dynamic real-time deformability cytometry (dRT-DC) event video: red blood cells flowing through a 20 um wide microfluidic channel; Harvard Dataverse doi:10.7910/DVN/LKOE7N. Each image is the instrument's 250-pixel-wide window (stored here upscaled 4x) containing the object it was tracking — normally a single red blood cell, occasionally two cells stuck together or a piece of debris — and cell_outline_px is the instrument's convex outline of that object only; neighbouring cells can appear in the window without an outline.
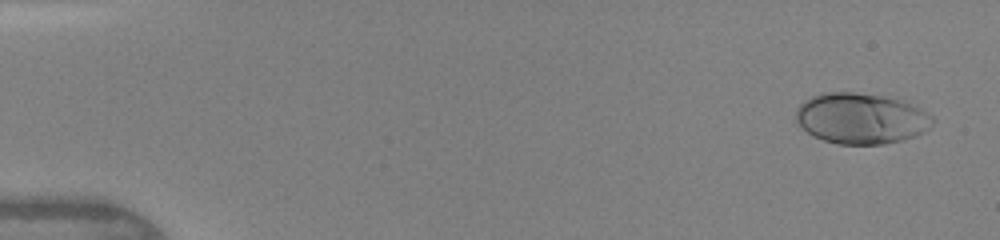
{"species": "human", "species_latin": "Homo sapiens", "temperature_condition": "warm", "stored_images_in_passage": 6, "camera_frame_rate_fps": 3000, "um_per_image_px": 0.085, "donor": {"sex": "female"}, "frame": {"image": 1, "passage_image": 1, "time_ms": 0.0, "image_size_px": [1000, 240], "cell_outline_px": [[936, 120], [924, 132], [916, 136], [884, 144], [840, 144], [824, 140], [808, 132], [796, 120], [796, 108], [804, 100], [820, 92], [852, 92], [884, 96], [920, 108], [932, 116]], "centroid_in_image_um": [73.18, 10.06], "position_along_channel_um": 11.8, "area_um2": 40.11}}
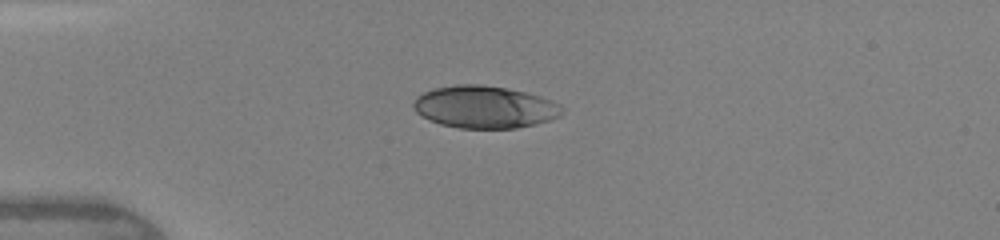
{"frame": {"image": 2, "passage_image": 4, "time_ms": 3.333, "image_size_px": [1000, 240], "cell_outline_px": [[564, 108], [560, 116], [552, 120], [516, 128], [460, 128], [440, 124], [428, 120], [420, 116], [412, 108], [412, 104], [416, 96], [424, 92], [436, 88], [456, 84], [480, 84], [504, 88], [524, 92], [540, 96], [560, 104]], "centroid_in_image_um": [41.17, 9.1], "position_along_channel_um": 43.8, "area_um2": 36.76}}
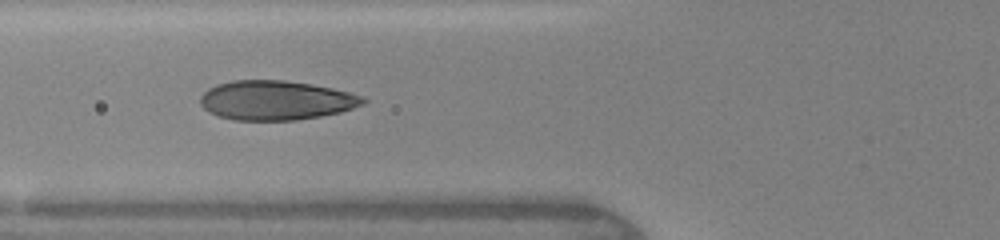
{"frame": {"image": 3, "passage_image": 6, "time_ms": 5.333, "image_size_px": [1000, 240], "cell_outline_px": [[368, 100], [364, 104], [340, 112], [320, 116], [296, 120], [236, 120], [220, 116], [208, 112], [200, 104], [200, 96], [208, 88], [216, 84], [232, 80], [284, 80], [312, 84], [332, 88], [364, 96]], "centroid_in_image_um": [23.45, 8.52], "position_along_channel_um": 102.3, "area_um2": 37.45}}